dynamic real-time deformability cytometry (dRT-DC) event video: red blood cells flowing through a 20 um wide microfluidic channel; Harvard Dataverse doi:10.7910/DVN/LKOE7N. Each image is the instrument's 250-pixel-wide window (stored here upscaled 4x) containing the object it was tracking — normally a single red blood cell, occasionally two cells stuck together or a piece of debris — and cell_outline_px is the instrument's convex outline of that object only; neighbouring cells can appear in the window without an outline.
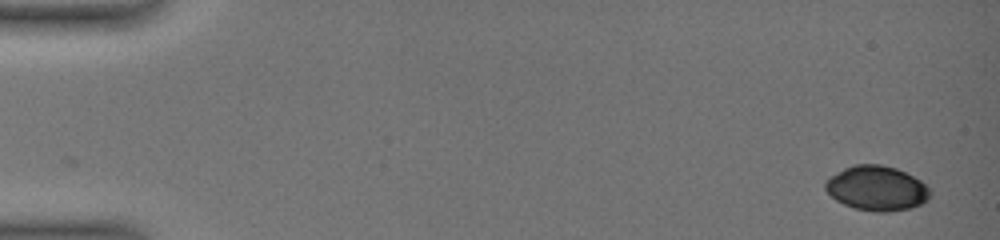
{"species": "common noctule bat (a hibernating species)", "species_latin": "Nyctalus noctula", "temperature_condition": "warm", "stored_images_in_passage": 27, "camera_frame_rate_fps": 3000, "um_per_image_px": 0.085, "animal": {"sex": "female", "body_mass_g": 19.0, "forearm_length_mm": 51.5}, "frame": {"image": 1, "passage_image": 1, "time_ms": 0.0, "image_size_px": [1000, 240], "cell_outline_px": [[932, 192], [928, 200], [912, 208], [888, 212], [876, 212], [856, 208], [844, 204], [836, 200], [824, 188], [824, 180], [844, 168], [856, 164], [880, 164], [896, 168], [920, 180]], "centroid_in_image_um": [74.52, 16.0], "position_along_channel_um": 10.5, "area_um2": 27.28}}
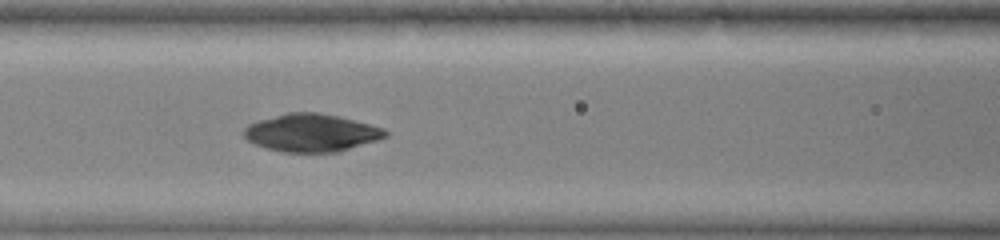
{"frame": {"image": 2, "passage_image": 16, "time_ms": 8.0, "image_size_px": [1000, 240], "cell_outline_px": [[388, 136], [376, 140], [336, 152], [284, 152], [268, 148], [256, 144], [248, 140], [244, 136], [244, 128], [248, 124], [256, 120], [288, 112], [320, 112], [340, 116], [384, 128], [388, 132]], "centroid_in_image_um": [26.45, 11.26], "position_along_channel_um": 140.1, "area_um2": 31.04}}
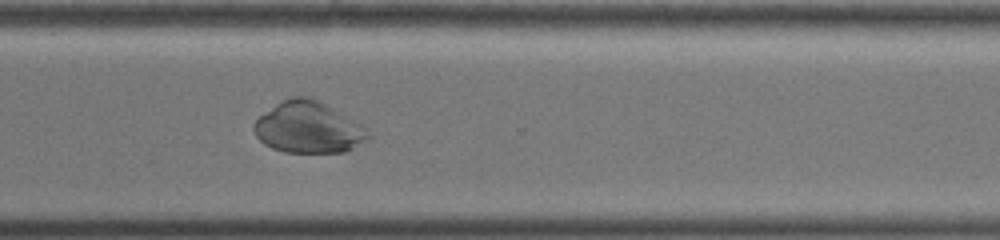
{"frame": {"image": 3, "passage_image": 27, "time_ms": 13.667, "image_size_px": [1000, 240], "cell_outline_px": [[372, 136], [368, 140], [344, 152], [284, 152], [272, 148], [264, 144], [256, 136], [252, 128], [252, 124], [264, 112], [276, 104], [292, 96], [312, 96], [320, 100], [360, 124]], "centroid_in_image_um": [26.19, 10.82], "position_along_channel_um": 344.4, "area_um2": 34.22}}